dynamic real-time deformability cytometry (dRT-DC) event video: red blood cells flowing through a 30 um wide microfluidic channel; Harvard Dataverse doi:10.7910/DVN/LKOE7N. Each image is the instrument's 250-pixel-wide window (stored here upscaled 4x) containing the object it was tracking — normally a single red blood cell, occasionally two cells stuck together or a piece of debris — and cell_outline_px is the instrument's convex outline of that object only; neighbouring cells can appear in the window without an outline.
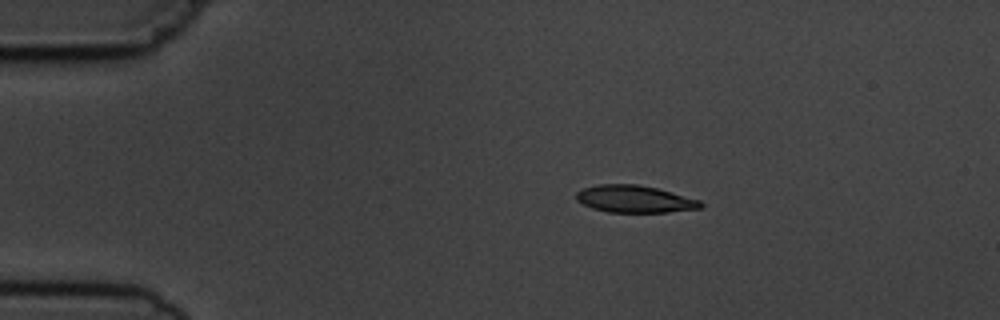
{"species": "common noctule bat (a hibernating species)", "species_latin": "Nyctalus noctula", "temperature_condition": "cold", "stored_images_in_passage": 4, "camera_frame_rate_fps": 3000, "um_per_image_px": 0.085, "animal": {"sex": "male", "body_mass_g": 19.5, "forearm_length_mm": 54.6}, "frame": {"image": 1, "passage_image": 3, "time_ms": 2.333, "image_size_px": [1000, 320], "cell_outline_px": [[704, 204], [700, 208], [668, 212], [608, 212], [592, 208], [576, 200], [576, 192], [584, 188], [600, 184], [636, 184], [656, 188], [700, 200]], "centroid_in_image_um": [53.93, 16.92], "position_along_channel_um": 31.1, "area_um2": 19.54}}